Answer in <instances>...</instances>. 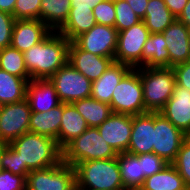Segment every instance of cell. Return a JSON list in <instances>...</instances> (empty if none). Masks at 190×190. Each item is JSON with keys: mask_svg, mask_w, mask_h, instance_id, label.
<instances>
[{"mask_svg": "<svg viewBox=\"0 0 190 190\" xmlns=\"http://www.w3.org/2000/svg\"><path fill=\"white\" fill-rule=\"evenodd\" d=\"M150 34L143 20L118 32L114 61L132 68L141 67L144 44Z\"/></svg>", "mask_w": 190, "mask_h": 190, "instance_id": "9c48e42d", "label": "cell"}, {"mask_svg": "<svg viewBox=\"0 0 190 190\" xmlns=\"http://www.w3.org/2000/svg\"><path fill=\"white\" fill-rule=\"evenodd\" d=\"M172 165L183 178L186 187L190 188V136L183 142Z\"/></svg>", "mask_w": 190, "mask_h": 190, "instance_id": "836d02e7", "label": "cell"}, {"mask_svg": "<svg viewBox=\"0 0 190 190\" xmlns=\"http://www.w3.org/2000/svg\"><path fill=\"white\" fill-rule=\"evenodd\" d=\"M80 190H125L117 157L80 162L74 166Z\"/></svg>", "mask_w": 190, "mask_h": 190, "instance_id": "3957f363", "label": "cell"}, {"mask_svg": "<svg viewBox=\"0 0 190 190\" xmlns=\"http://www.w3.org/2000/svg\"><path fill=\"white\" fill-rule=\"evenodd\" d=\"M5 146H6V143L0 138V153L4 149Z\"/></svg>", "mask_w": 190, "mask_h": 190, "instance_id": "bcb514c9", "label": "cell"}, {"mask_svg": "<svg viewBox=\"0 0 190 190\" xmlns=\"http://www.w3.org/2000/svg\"><path fill=\"white\" fill-rule=\"evenodd\" d=\"M117 160L125 190H139L145 180L142 175V155L119 153Z\"/></svg>", "mask_w": 190, "mask_h": 190, "instance_id": "603a6c76", "label": "cell"}, {"mask_svg": "<svg viewBox=\"0 0 190 190\" xmlns=\"http://www.w3.org/2000/svg\"><path fill=\"white\" fill-rule=\"evenodd\" d=\"M176 19L185 24L188 28L190 27V0H188L183 11Z\"/></svg>", "mask_w": 190, "mask_h": 190, "instance_id": "ee69618b", "label": "cell"}, {"mask_svg": "<svg viewBox=\"0 0 190 190\" xmlns=\"http://www.w3.org/2000/svg\"><path fill=\"white\" fill-rule=\"evenodd\" d=\"M41 0H16L13 10L15 20H40Z\"/></svg>", "mask_w": 190, "mask_h": 190, "instance_id": "e575fe53", "label": "cell"}, {"mask_svg": "<svg viewBox=\"0 0 190 190\" xmlns=\"http://www.w3.org/2000/svg\"><path fill=\"white\" fill-rule=\"evenodd\" d=\"M136 15L143 20L149 0H126Z\"/></svg>", "mask_w": 190, "mask_h": 190, "instance_id": "60d3db41", "label": "cell"}, {"mask_svg": "<svg viewBox=\"0 0 190 190\" xmlns=\"http://www.w3.org/2000/svg\"><path fill=\"white\" fill-rule=\"evenodd\" d=\"M16 0H0V11L7 12L13 15V10Z\"/></svg>", "mask_w": 190, "mask_h": 190, "instance_id": "f6af8a7d", "label": "cell"}, {"mask_svg": "<svg viewBox=\"0 0 190 190\" xmlns=\"http://www.w3.org/2000/svg\"><path fill=\"white\" fill-rule=\"evenodd\" d=\"M96 24L92 10L71 8L66 22L57 30L70 42Z\"/></svg>", "mask_w": 190, "mask_h": 190, "instance_id": "484cf974", "label": "cell"}, {"mask_svg": "<svg viewBox=\"0 0 190 190\" xmlns=\"http://www.w3.org/2000/svg\"><path fill=\"white\" fill-rule=\"evenodd\" d=\"M113 62L114 57L94 55L78 48L73 42H70L68 63L91 82L99 79Z\"/></svg>", "mask_w": 190, "mask_h": 190, "instance_id": "5bb4252c", "label": "cell"}, {"mask_svg": "<svg viewBox=\"0 0 190 190\" xmlns=\"http://www.w3.org/2000/svg\"><path fill=\"white\" fill-rule=\"evenodd\" d=\"M76 187L74 167L61 161L55 166L31 170L26 190H73Z\"/></svg>", "mask_w": 190, "mask_h": 190, "instance_id": "ba28073f", "label": "cell"}, {"mask_svg": "<svg viewBox=\"0 0 190 190\" xmlns=\"http://www.w3.org/2000/svg\"><path fill=\"white\" fill-rule=\"evenodd\" d=\"M114 7L116 15L115 28L118 32L128 29L141 21L126 0H114Z\"/></svg>", "mask_w": 190, "mask_h": 190, "instance_id": "d6a6232c", "label": "cell"}, {"mask_svg": "<svg viewBox=\"0 0 190 190\" xmlns=\"http://www.w3.org/2000/svg\"><path fill=\"white\" fill-rule=\"evenodd\" d=\"M72 104L85 119L88 127H98L112 114L109 104L92 97L75 101Z\"/></svg>", "mask_w": 190, "mask_h": 190, "instance_id": "f546056e", "label": "cell"}, {"mask_svg": "<svg viewBox=\"0 0 190 190\" xmlns=\"http://www.w3.org/2000/svg\"><path fill=\"white\" fill-rule=\"evenodd\" d=\"M15 21L12 14L0 11V49L11 46Z\"/></svg>", "mask_w": 190, "mask_h": 190, "instance_id": "8d00e7d4", "label": "cell"}, {"mask_svg": "<svg viewBox=\"0 0 190 190\" xmlns=\"http://www.w3.org/2000/svg\"><path fill=\"white\" fill-rule=\"evenodd\" d=\"M52 30L41 20H16L12 32L11 46L25 52L41 42Z\"/></svg>", "mask_w": 190, "mask_h": 190, "instance_id": "e0dca14e", "label": "cell"}, {"mask_svg": "<svg viewBox=\"0 0 190 190\" xmlns=\"http://www.w3.org/2000/svg\"><path fill=\"white\" fill-rule=\"evenodd\" d=\"M19 153L22 164L30 170L55 166L62 161V150L56 140L27 132L9 144Z\"/></svg>", "mask_w": 190, "mask_h": 190, "instance_id": "7a4b0ae2", "label": "cell"}, {"mask_svg": "<svg viewBox=\"0 0 190 190\" xmlns=\"http://www.w3.org/2000/svg\"><path fill=\"white\" fill-rule=\"evenodd\" d=\"M117 155L101 137L97 127H88L62 150V161L74 167L80 162L112 159Z\"/></svg>", "mask_w": 190, "mask_h": 190, "instance_id": "5b68a950", "label": "cell"}, {"mask_svg": "<svg viewBox=\"0 0 190 190\" xmlns=\"http://www.w3.org/2000/svg\"><path fill=\"white\" fill-rule=\"evenodd\" d=\"M31 112H49L61 102L54 85L49 79L30 80L27 85V95Z\"/></svg>", "mask_w": 190, "mask_h": 190, "instance_id": "d6986e66", "label": "cell"}, {"mask_svg": "<svg viewBox=\"0 0 190 190\" xmlns=\"http://www.w3.org/2000/svg\"><path fill=\"white\" fill-rule=\"evenodd\" d=\"M154 129L153 153L172 164L188 136L159 112L154 113Z\"/></svg>", "mask_w": 190, "mask_h": 190, "instance_id": "30bf717a", "label": "cell"}, {"mask_svg": "<svg viewBox=\"0 0 190 190\" xmlns=\"http://www.w3.org/2000/svg\"><path fill=\"white\" fill-rule=\"evenodd\" d=\"M0 190H26V179L23 176L0 169Z\"/></svg>", "mask_w": 190, "mask_h": 190, "instance_id": "f35d334b", "label": "cell"}, {"mask_svg": "<svg viewBox=\"0 0 190 190\" xmlns=\"http://www.w3.org/2000/svg\"><path fill=\"white\" fill-rule=\"evenodd\" d=\"M70 41L58 31H51L41 42L23 52L31 80L49 79L68 62Z\"/></svg>", "mask_w": 190, "mask_h": 190, "instance_id": "6da1fadb", "label": "cell"}, {"mask_svg": "<svg viewBox=\"0 0 190 190\" xmlns=\"http://www.w3.org/2000/svg\"><path fill=\"white\" fill-rule=\"evenodd\" d=\"M163 1L166 3V6L168 7L169 11L176 18L181 14L183 8L188 2V0H163Z\"/></svg>", "mask_w": 190, "mask_h": 190, "instance_id": "b9f144b4", "label": "cell"}, {"mask_svg": "<svg viewBox=\"0 0 190 190\" xmlns=\"http://www.w3.org/2000/svg\"><path fill=\"white\" fill-rule=\"evenodd\" d=\"M140 79L143 85L145 113L160 112L171 98L176 84L172 67H140Z\"/></svg>", "mask_w": 190, "mask_h": 190, "instance_id": "277c9868", "label": "cell"}, {"mask_svg": "<svg viewBox=\"0 0 190 190\" xmlns=\"http://www.w3.org/2000/svg\"><path fill=\"white\" fill-rule=\"evenodd\" d=\"M31 107L27 99L0 107V138L10 144L29 132Z\"/></svg>", "mask_w": 190, "mask_h": 190, "instance_id": "8fae6325", "label": "cell"}, {"mask_svg": "<svg viewBox=\"0 0 190 190\" xmlns=\"http://www.w3.org/2000/svg\"><path fill=\"white\" fill-rule=\"evenodd\" d=\"M0 169L10 171L15 175L23 176L25 179L31 171L26 164H22L19 153L9 144H6L0 153Z\"/></svg>", "mask_w": 190, "mask_h": 190, "instance_id": "1f68e13d", "label": "cell"}, {"mask_svg": "<svg viewBox=\"0 0 190 190\" xmlns=\"http://www.w3.org/2000/svg\"><path fill=\"white\" fill-rule=\"evenodd\" d=\"M0 69L20 78H30L23 52L12 46L0 49Z\"/></svg>", "mask_w": 190, "mask_h": 190, "instance_id": "4dcf8cb0", "label": "cell"}, {"mask_svg": "<svg viewBox=\"0 0 190 190\" xmlns=\"http://www.w3.org/2000/svg\"><path fill=\"white\" fill-rule=\"evenodd\" d=\"M30 80L31 78H20L0 69V105L25 100Z\"/></svg>", "mask_w": 190, "mask_h": 190, "instance_id": "d4e9b609", "label": "cell"}, {"mask_svg": "<svg viewBox=\"0 0 190 190\" xmlns=\"http://www.w3.org/2000/svg\"><path fill=\"white\" fill-rule=\"evenodd\" d=\"M49 80L62 103H73L91 96L92 82L68 62Z\"/></svg>", "mask_w": 190, "mask_h": 190, "instance_id": "52a82bcc", "label": "cell"}, {"mask_svg": "<svg viewBox=\"0 0 190 190\" xmlns=\"http://www.w3.org/2000/svg\"><path fill=\"white\" fill-rule=\"evenodd\" d=\"M168 163L155 153L142 154V175L144 178L160 172Z\"/></svg>", "mask_w": 190, "mask_h": 190, "instance_id": "74e56055", "label": "cell"}, {"mask_svg": "<svg viewBox=\"0 0 190 190\" xmlns=\"http://www.w3.org/2000/svg\"><path fill=\"white\" fill-rule=\"evenodd\" d=\"M103 0H71V8L76 10H92L99 2Z\"/></svg>", "mask_w": 190, "mask_h": 190, "instance_id": "7bdbcfd3", "label": "cell"}, {"mask_svg": "<svg viewBox=\"0 0 190 190\" xmlns=\"http://www.w3.org/2000/svg\"><path fill=\"white\" fill-rule=\"evenodd\" d=\"M176 84L190 91V61L174 65Z\"/></svg>", "mask_w": 190, "mask_h": 190, "instance_id": "ab89813d", "label": "cell"}, {"mask_svg": "<svg viewBox=\"0 0 190 190\" xmlns=\"http://www.w3.org/2000/svg\"><path fill=\"white\" fill-rule=\"evenodd\" d=\"M154 131V113L133 116L127 152L133 155L153 153Z\"/></svg>", "mask_w": 190, "mask_h": 190, "instance_id": "2e32d148", "label": "cell"}, {"mask_svg": "<svg viewBox=\"0 0 190 190\" xmlns=\"http://www.w3.org/2000/svg\"><path fill=\"white\" fill-rule=\"evenodd\" d=\"M162 34L170 56V67L190 61V31L185 24L175 19Z\"/></svg>", "mask_w": 190, "mask_h": 190, "instance_id": "ac0fdd59", "label": "cell"}, {"mask_svg": "<svg viewBox=\"0 0 190 190\" xmlns=\"http://www.w3.org/2000/svg\"><path fill=\"white\" fill-rule=\"evenodd\" d=\"M71 0H41L40 20L57 31L67 20Z\"/></svg>", "mask_w": 190, "mask_h": 190, "instance_id": "f1b7e54d", "label": "cell"}, {"mask_svg": "<svg viewBox=\"0 0 190 190\" xmlns=\"http://www.w3.org/2000/svg\"><path fill=\"white\" fill-rule=\"evenodd\" d=\"M186 185L172 164H167L160 172L145 178L139 190H184Z\"/></svg>", "mask_w": 190, "mask_h": 190, "instance_id": "4316f807", "label": "cell"}, {"mask_svg": "<svg viewBox=\"0 0 190 190\" xmlns=\"http://www.w3.org/2000/svg\"><path fill=\"white\" fill-rule=\"evenodd\" d=\"M63 114V103L49 112H31L29 132L47 136L57 141Z\"/></svg>", "mask_w": 190, "mask_h": 190, "instance_id": "7402d4cb", "label": "cell"}, {"mask_svg": "<svg viewBox=\"0 0 190 190\" xmlns=\"http://www.w3.org/2000/svg\"><path fill=\"white\" fill-rule=\"evenodd\" d=\"M142 66L170 67V56L162 33H151L146 40L142 52Z\"/></svg>", "mask_w": 190, "mask_h": 190, "instance_id": "cb8c5ba5", "label": "cell"}, {"mask_svg": "<svg viewBox=\"0 0 190 190\" xmlns=\"http://www.w3.org/2000/svg\"><path fill=\"white\" fill-rule=\"evenodd\" d=\"M88 129V125L72 103H63V114L57 144L63 150Z\"/></svg>", "mask_w": 190, "mask_h": 190, "instance_id": "44dd1931", "label": "cell"}, {"mask_svg": "<svg viewBox=\"0 0 190 190\" xmlns=\"http://www.w3.org/2000/svg\"><path fill=\"white\" fill-rule=\"evenodd\" d=\"M118 31L115 27L95 24L72 42L80 49L102 57H114Z\"/></svg>", "mask_w": 190, "mask_h": 190, "instance_id": "7c38bea8", "label": "cell"}, {"mask_svg": "<svg viewBox=\"0 0 190 190\" xmlns=\"http://www.w3.org/2000/svg\"><path fill=\"white\" fill-rule=\"evenodd\" d=\"M175 19L163 0H149L143 21L150 33H162Z\"/></svg>", "mask_w": 190, "mask_h": 190, "instance_id": "83f0119b", "label": "cell"}, {"mask_svg": "<svg viewBox=\"0 0 190 190\" xmlns=\"http://www.w3.org/2000/svg\"><path fill=\"white\" fill-rule=\"evenodd\" d=\"M112 113L140 115L145 113L140 67L132 68L116 86L111 103Z\"/></svg>", "mask_w": 190, "mask_h": 190, "instance_id": "8992f818", "label": "cell"}, {"mask_svg": "<svg viewBox=\"0 0 190 190\" xmlns=\"http://www.w3.org/2000/svg\"><path fill=\"white\" fill-rule=\"evenodd\" d=\"M176 128L190 136V91L175 84L171 98L159 112Z\"/></svg>", "mask_w": 190, "mask_h": 190, "instance_id": "9a60e30c", "label": "cell"}, {"mask_svg": "<svg viewBox=\"0 0 190 190\" xmlns=\"http://www.w3.org/2000/svg\"><path fill=\"white\" fill-rule=\"evenodd\" d=\"M133 116L112 113L102 124L97 128L101 137L111 148L117 153L127 152Z\"/></svg>", "mask_w": 190, "mask_h": 190, "instance_id": "4fadbf2b", "label": "cell"}, {"mask_svg": "<svg viewBox=\"0 0 190 190\" xmlns=\"http://www.w3.org/2000/svg\"><path fill=\"white\" fill-rule=\"evenodd\" d=\"M131 69L129 65L114 61L99 79L92 82L90 97L110 104L116 86Z\"/></svg>", "mask_w": 190, "mask_h": 190, "instance_id": "ffe728a7", "label": "cell"}, {"mask_svg": "<svg viewBox=\"0 0 190 190\" xmlns=\"http://www.w3.org/2000/svg\"><path fill=\"white\" fill-rule=\"evenodd\" d=\"M96 24L115 27V7L114 0H103L99 2L93 9Z\"/></svg>", "mask_w": 190, "mask_h": 190, "instance_id": "d590c367", "label": "cell"}]
</instances>
